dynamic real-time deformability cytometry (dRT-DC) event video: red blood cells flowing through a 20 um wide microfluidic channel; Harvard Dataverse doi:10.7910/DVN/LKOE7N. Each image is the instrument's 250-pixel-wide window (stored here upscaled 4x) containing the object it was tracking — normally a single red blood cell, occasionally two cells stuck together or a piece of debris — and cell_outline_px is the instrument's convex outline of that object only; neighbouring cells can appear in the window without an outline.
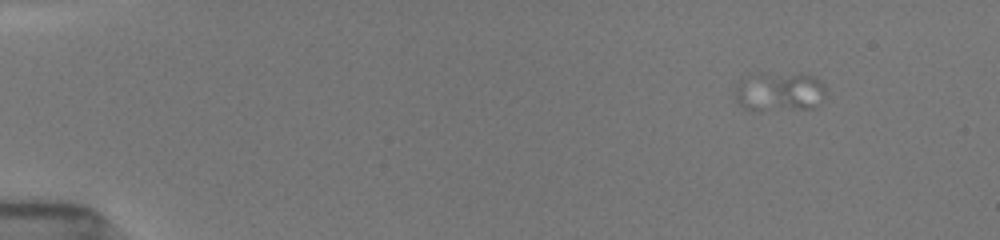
{"species": "common noctule bat (a hibernating species)", "species_latin": "Nyctalus noctula", "temperature_condition": "room temperature", "stored_images_in_passage": 3, "camera_frame_rate_fps": 3000, "um_per_image_px": 0.085, "animal": {"sex": "female", "body_mass_g": 19.5, "forearm_length_mm": 54.1}, "frame": {"image": 1, "passage_image": 1, "time_ms": 0.0, "image_size_px": [1000, 240], "cell_outline_px": [[824, 96], [812, 108], [796, 108], [780, 104], [760, 76], [760, 72], [804, 72], [820, 80], [824, 84]], "centroid_in_image_um": [67.54, 7.52], "position_along_channel_um": 17.5, "area_um2": 12.54}}